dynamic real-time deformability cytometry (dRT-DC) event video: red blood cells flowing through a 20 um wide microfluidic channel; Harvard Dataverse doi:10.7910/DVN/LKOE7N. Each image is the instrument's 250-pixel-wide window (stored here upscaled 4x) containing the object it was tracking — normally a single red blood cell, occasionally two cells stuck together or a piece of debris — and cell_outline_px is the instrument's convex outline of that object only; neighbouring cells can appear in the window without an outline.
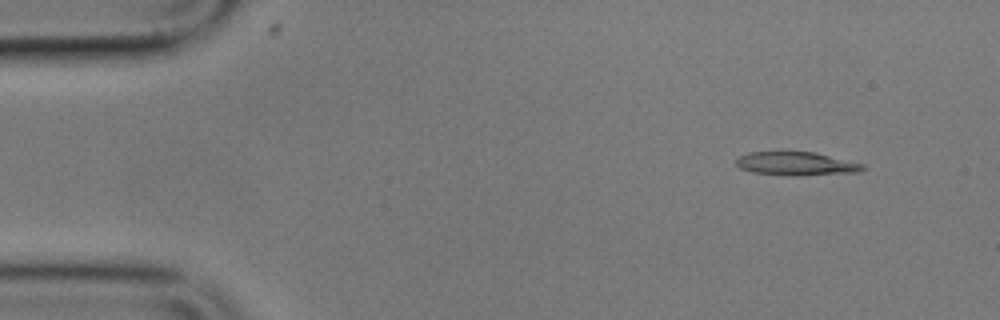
{"species": "common noctule bat (a hibernating species)", "species_latin": "Nyctalus noctula", "temperature_condition": "cold", "stored_images_in_passage": 4, "camera_frame_rate_fps": 3000, "um_per_image_px": 0.085, "animal": {"sex": "male", "body_mass_g": 17.9}, "frame": {"image": 1, "passage_image": 1, "time_ms": 0.0, "image_size_px": [1000, 320], "cell_outline_px": [[868, 168], [860, 172], [796, 176], [752, 172], [740, 168], [736, 164], [736, 156], [748, 152], [816, 152], [864, 164]], "centroid_in_image_um": [67.7, 13.91], "position_along_channel_um": 17.3, "area_um2": 17.51}}
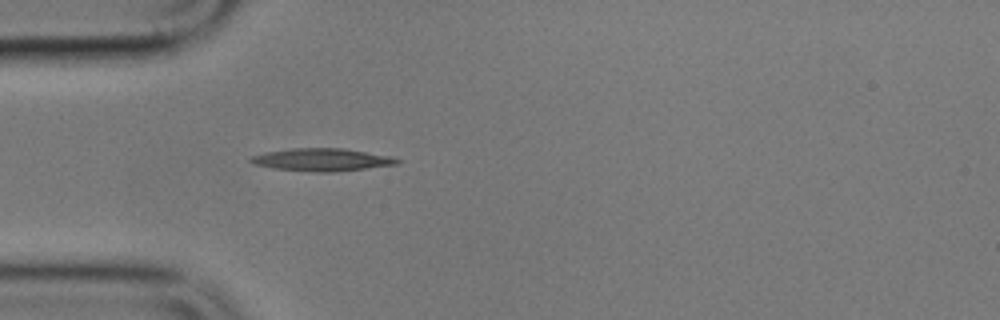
{"frame": {"image": 2, "passage_image": 4, "time_ms": 3.667, "image_size_px": [1000, 320], "cell_outline_px": [[400, 164], [332, 172], [316, 172], [272, 168], [252, 164], [248, 160], [252, 156], [264, 152], [292, 148], [344, 148], [392, 156], [400, 160]], "centroid_in_image_um": [27.36, 13.57], "position_along_channel_um": 57.6, "area_um2": 19.42}}